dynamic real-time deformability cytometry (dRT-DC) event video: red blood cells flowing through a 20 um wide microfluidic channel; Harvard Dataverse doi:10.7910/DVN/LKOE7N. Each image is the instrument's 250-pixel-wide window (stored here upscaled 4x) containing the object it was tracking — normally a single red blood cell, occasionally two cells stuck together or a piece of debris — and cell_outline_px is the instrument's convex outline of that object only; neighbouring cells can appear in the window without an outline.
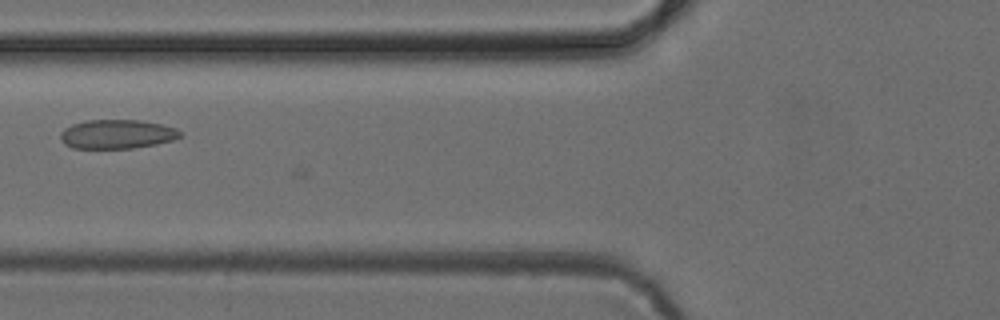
{"species": "common noctule bat (a hibernating species)", "species_latin": "Nyctalus noctula", "temperature_condition": "cold", "stored_images_in_passage": 6, "camera_frame_rate_fps": 3000, "um_per_image_px": 0.085, "animal": {"sex": "female", "body_mass_g": 24.6, "forearm_length_mm": 56.2}, "frame": {"image": 1, "passage_image": 5, "time_ms": 5.667, "image_size_px": [1000, 320], "cell_outline_px": [[180, 136], [172, 140], [156, 144], [132, 148], [72, 148], [64, 144], [60, 136], [60, 132], [64, 128], [72, 124], [84, 120], [140, 120], [160, 124], [176, 128], [180, 132]], "centroid_in_image_um": [9.9, 11.4], "position_along_channel_um": 115.9, "area_um2": 20.23}}